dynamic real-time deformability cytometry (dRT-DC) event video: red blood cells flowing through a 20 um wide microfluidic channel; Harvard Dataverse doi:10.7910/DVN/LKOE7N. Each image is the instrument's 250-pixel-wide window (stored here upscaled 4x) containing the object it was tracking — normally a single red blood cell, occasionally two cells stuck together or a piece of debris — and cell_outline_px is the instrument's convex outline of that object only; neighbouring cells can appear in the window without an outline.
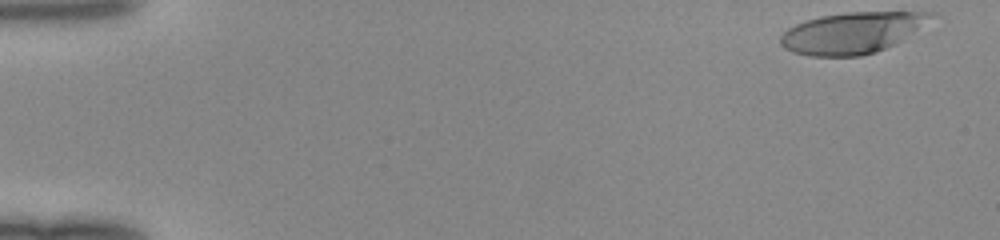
{"species": "human", "species_latin": "Homo sapiens", "temperature_condition": "room temperature", "stored_images_in_passage": 48, "camera_frame_rate_fps": 3000, "um_per_image_px": 0.085, "donor": {"sex": "female"}, "frame": {"image": 1, "passage_image": 1, "time_ms": 0.0, "image_size_px": [1000, 240], "cell_outline_px": [[936, 12], [932, 16], [900, 40], [876, 52], [860, 56], [812, 56], [792, 52], [784, 48], [780, 44], [780, 36], [788, 28], [796, 24], [820, 16], [848, 12]], "centroid_in_image_um": [72.32, 2.8], "position_along_channel_um": 12.7, "area_um2": 35.26}}
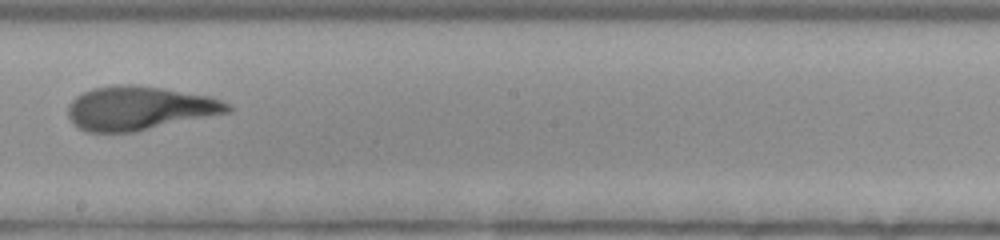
{"frame": {"image": 2, "passage_image": 28, "time_ms": 9.0, "image_size_px": [1000, 240], "cell_outline_px": [[236, 108], [232, 112], [136, 132], [84, 132], [72, 124], [68, 116], [68, 104], [76, 96], [92, 88], [116, 84], [132, 84], [164, 88], [212, 96], [232, 104]], "centroid_in_image_um": [11.9, 9.2], "position_along_channel_um": 236.3, "area_um2": 41.62}}
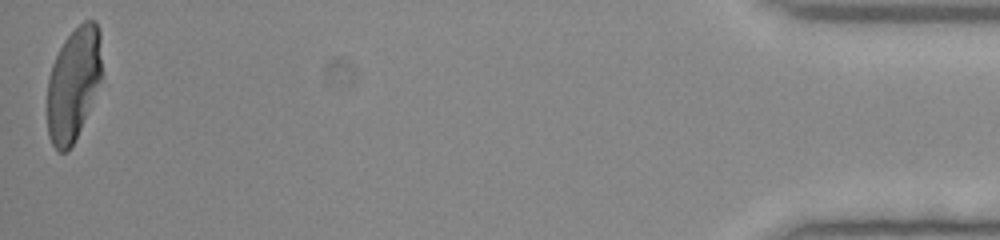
{"frame": {"image": 3, "passage_image": 48, "time_ms": 15.667, "image_size_px": [1000, 240], "cell_outline_px": [[100, 80], [80, 128], [72, 144], [64, 152], [60, 152], [52, 144], [48, 136], [48, 76], [52, 64], [64, 40], [84, 20], [96, 20], [100, 32]], "centroid_in_image_um": [6.22, 7.1], "position_along_channel_um": 429.0, "area_um2": 35.08}}